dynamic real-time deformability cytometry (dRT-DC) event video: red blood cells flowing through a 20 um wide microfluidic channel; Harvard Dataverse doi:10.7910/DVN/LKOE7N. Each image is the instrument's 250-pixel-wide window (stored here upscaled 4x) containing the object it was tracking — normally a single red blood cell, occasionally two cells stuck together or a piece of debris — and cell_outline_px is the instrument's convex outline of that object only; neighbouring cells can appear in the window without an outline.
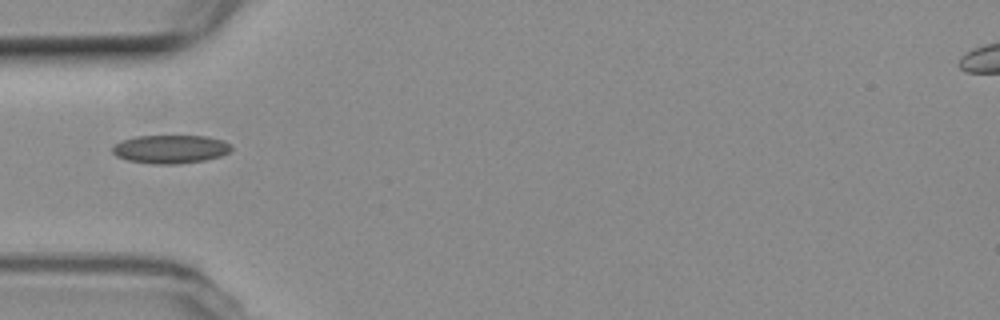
{"species": "common noctule bat (a hibernating species)", "species_latin": "Nyctalus noctula", "temperature_condition": "room temperature", "stored_images_in_passage": 38, "camera_frame_rate_fps": 3000, "um_per_image_px": 0.085, "animal": {"sex": "female", "body_mass_g": 19.3, "forearm_length_mm": 54.1}, "frame": {"image": 1, "passage_image": 1, "time_ms": 0.0, "image_size_px": [1000, 320], "cell_outline_px": [[232, 148], [228, 152], [220, 156], [204, 160], [176, 164], [152, 164], [128, 160], [116, 156], [112, 152], [112, 148], [120, 140], [136, 136], [208, 136], [224, 140]], "centroid_in_image_um": [14.47, 12.67], "position_along_channel_um": 70.5, "area_um2": 19.65}}
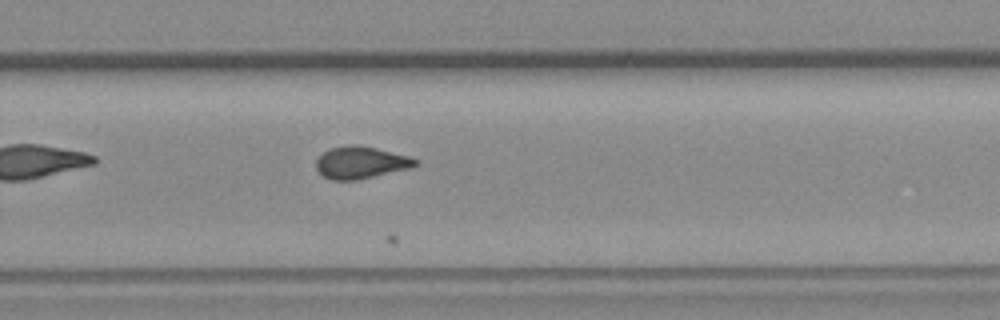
{"frame": {"image": 2, "passage_image": 19, "time_ms": 6.0, "image_size_px": [1000, 320], "cell_outline_px": [[420, 164], [412, 168], [356, 180], [332, 180], [324, 176], [316, 168], [316, 160], [328, 148], [348, 144], [356, 144], [376, 148], [408, 156], [420, 160]], "centroid_in_image_um": [30.7, 13.81], "position_along_channel_um": 299.1, "area_um2": 18.73}}
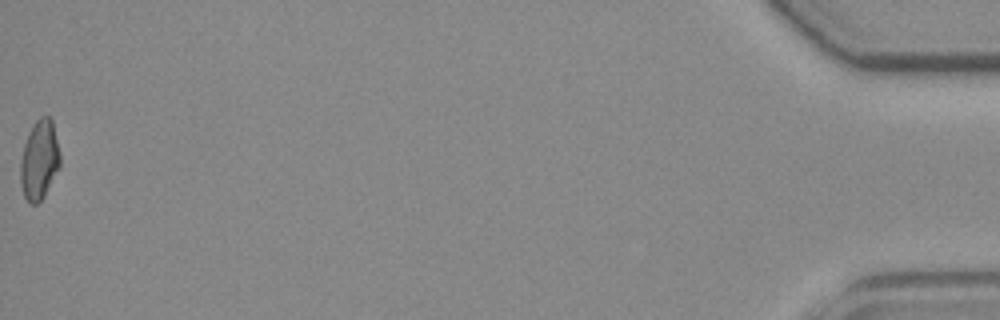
{"frame": {"image": 3, "passage_image": 38, "time_ms": 12.333, "image_size_px": [1000, 320], "cell_outline_px": [[60, 164], [44, 196], [36, 204], [28, 204], [24, 196], [20, 184], [20, 164], [24, 144], [28, 132], [36, 120], [40, 116], [48, 116], [52, 120], [60, 152]], "centroid_in_image_um": [3.33, 13.59], "position_along_channel_um": 431.9, "area_um2": 18.32}}